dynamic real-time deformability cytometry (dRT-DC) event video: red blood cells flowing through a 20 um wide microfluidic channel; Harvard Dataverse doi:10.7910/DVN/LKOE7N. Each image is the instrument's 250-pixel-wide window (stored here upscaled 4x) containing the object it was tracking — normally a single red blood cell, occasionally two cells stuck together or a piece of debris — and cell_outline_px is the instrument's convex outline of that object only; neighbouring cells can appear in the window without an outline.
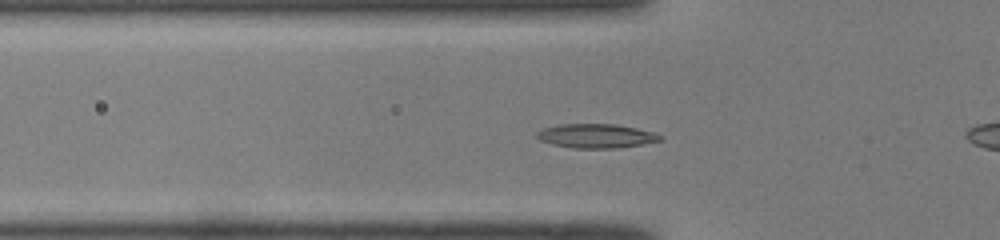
{"species": "common noctule bat (a hibernating species)", "species_latin": "Nyctalus noctula", "temperature_condition": "room temperature", "stored_images_in_passage": 46, "camera_frame_rate_fps": 3000, "um_per_image_px": 0.085, "animal": {"sex": "male", "body_mass_g": 19.0, "forearm_length_mm": 50.8}, "frame": {"image": 1, "passage_image": 12, "time_ms": 3.667, "image_size_px": [1000, 240], "cell_outline_px": [[664, 140], [616, 148], [572, 148], [552, 144], [540, 140], [536, 136], [536, 132], [544, 128], [560, 124], [616, 124], [636, 128], [652, 132], [664, 136]], "centroid_in_image_um": [50.68, 11.55], "position_along_channel_um": 75.1, "area_um2": 17.28}}
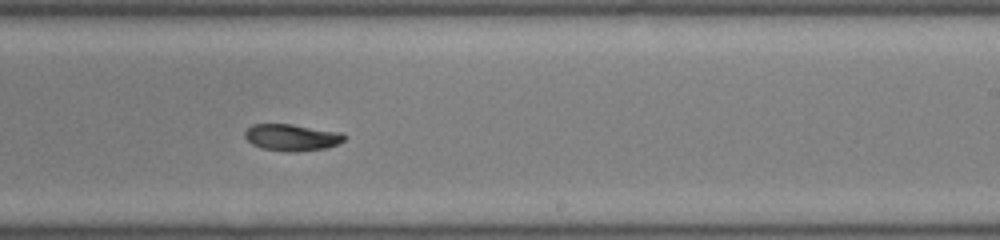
{"frame": {"image": 2, "passage_image": 26, "time_ms": 8.333, "image_size_px": [1000, 240], "cell_outline_px": [[348, 136], [344, 140], [328, 148], [296, 152], [288, 152], [260, 148], [252, 144], [244, 136], [244, 132], [252, 124], [292, 124], [340, 132]], "centroid_in_image_um": [24.8, 11.68], "position_along_channel_um": 264.2, "area_um2": 15.61}}
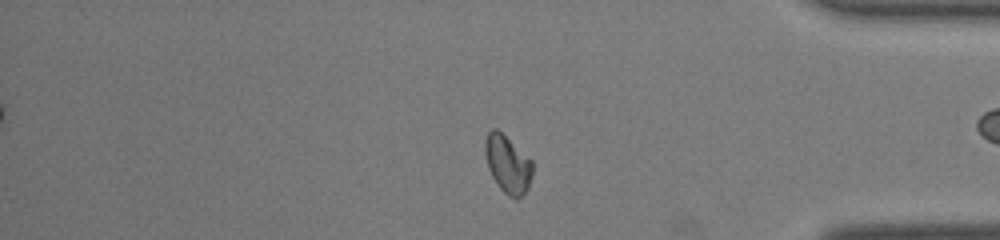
{"frame": {"image": 3, "passage_image": 37, "time_ms": 12.0, "image_size_px": [1000, 240], "cell_outline_px": [[532, 176], [528, 188], [516, 200], [508, 196], [500, 188], [492, 176], [488, 168], [484, 152], [484, 144], [488, 132], [492, 128], [496, 128], [532, 160]], "centroid_in_image_um": [43.14, 13.96], "position_along_channel_um": 392.1, "area_um2": 15.84}}